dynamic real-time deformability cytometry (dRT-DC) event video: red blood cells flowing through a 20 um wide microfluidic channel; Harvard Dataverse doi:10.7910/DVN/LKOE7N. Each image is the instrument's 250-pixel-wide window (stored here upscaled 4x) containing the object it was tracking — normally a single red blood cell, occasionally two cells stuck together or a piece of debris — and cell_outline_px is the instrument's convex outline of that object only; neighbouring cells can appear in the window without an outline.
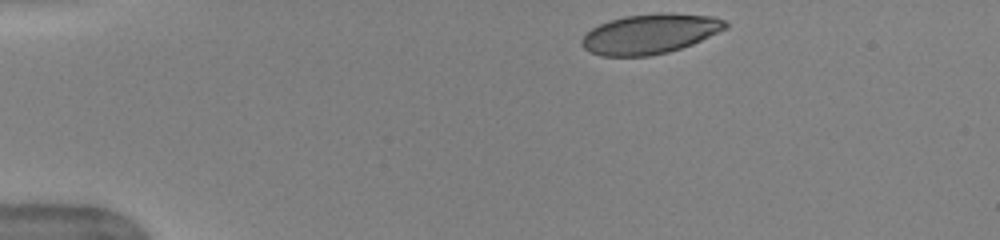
{"species": "human", "species_latin": "Homo sapiens", "temperature_condition": "warm", "stored_images_in_passage": 43, "camera_frame_rate_fps": 3000, "um_per_image_px": 0.085, "donor": {"sex": "female"}, "frame": {"image": 1, "passage_image": 1, "time_ms": 0.0, "image_size_px": [1000, 240], "cell_outline_px": [[728, 28], [692, 44], [668, 52], [652, 56], [600, 56], [584, 48], [580, 44], [580, 40], [592, 28], [608, 20], [624, 16], [660, 12], [668, 12], [712, 16], [724, 20], [728, 24]], "centroid_in_image_um": [55.25, 2.87], "position_along_channel_um": 29.7, "area_um2": 33.52}}
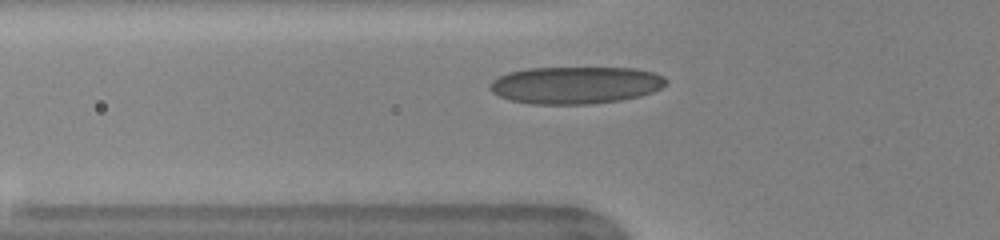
{"frame": {"image": 2, "passage_image": 10, "time_ms": 3.0, "image_size_px": [1000, 240], "cell_outline_px": [[668, 80], [660, 88], [652, 92], [640, 96], [620, 100], [592, 104], [532, 104], [512, 100], [500, 96], [492, 92], [492, 80], [508, 72], [528, 68], [636, 68], [656, 72], [664, 76]], "centroid_in_image_um": [48.97, 7.23], "position_along_channel_um": 76.8, "area_um2": 38.15}}
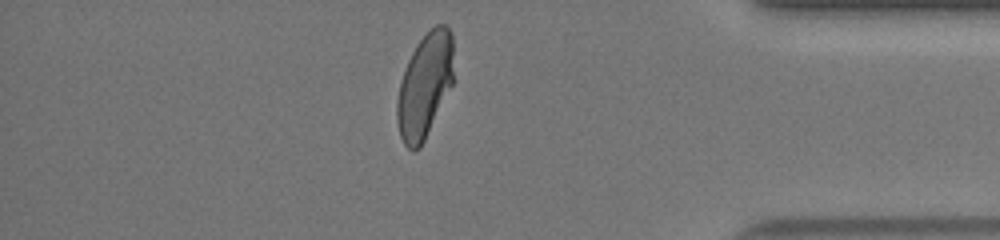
{"frame": {"image": 3, "passage_image": 36, "time_ms": 11.667, "image_size_px": [1000, 240], "cell_outline_px": [[452, 84], [420, 148], [412, 152], [404, 144], [400, 136], [396, 120], [396, 100], [400, 84], [408, 60], [416, 44], [436, 24], [444, 24], [452, 32]], "centroid_in_image_um": [36.08, 7.29], "position_along_channel_um": 399.1, "area_um2": 34.04}, "authors_computed_cell_mechanics": {"area_um2": 35.2002, "velocity_mm_per_s": 3.9823, "shape_relaxation_time_tau1_ms": 4.3992, "shape_relaxation_time_tau2_ms": null, "deformation_change_tau1": 0.1889, "deformation_change_tau2": null}}